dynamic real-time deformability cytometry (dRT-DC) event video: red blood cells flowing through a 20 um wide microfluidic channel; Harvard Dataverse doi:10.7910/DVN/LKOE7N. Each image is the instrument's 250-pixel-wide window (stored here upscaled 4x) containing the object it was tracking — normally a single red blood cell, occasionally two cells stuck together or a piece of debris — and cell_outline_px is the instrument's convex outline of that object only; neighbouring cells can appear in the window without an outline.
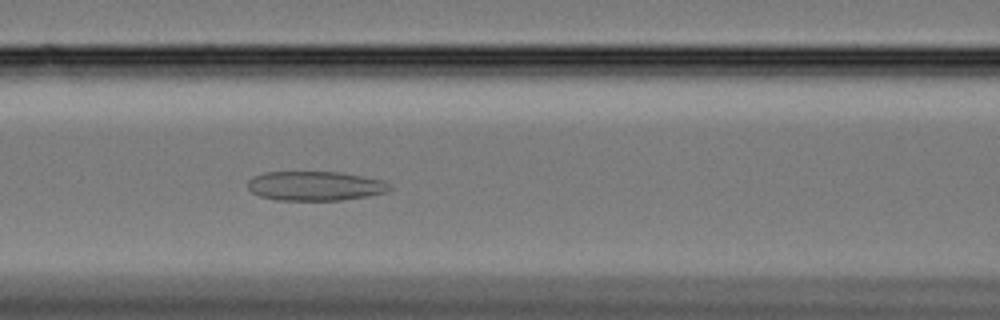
{"species": "Egyptian fruit bat (a non-hibernating species)", "species_latin": "Rousettus aegyptiacus", "temperature_condition": "cold", "stored_images_in_passage": 60, "camera_frame_rate_fps": 3000, "um_per_image_px": 0.085, "animal": {"sex": "female"}, "frame": {"image": 1, "passage_image": 26, "time_ms": 8.333, "image_size_px": [1000, 320], "cell_outline_px": [[392, 188], [388, 192], [368, 196], [340, 200], [276, 200], [260, 196], [252, 192], [248, 188], [248, 180], [252, 176], [264, 172], [340, 172], [384, 180]], "centroid_in_image_um": [26.79, 15.8], "position_along_channel_um": 139.8, "area_um2": 24.39}}
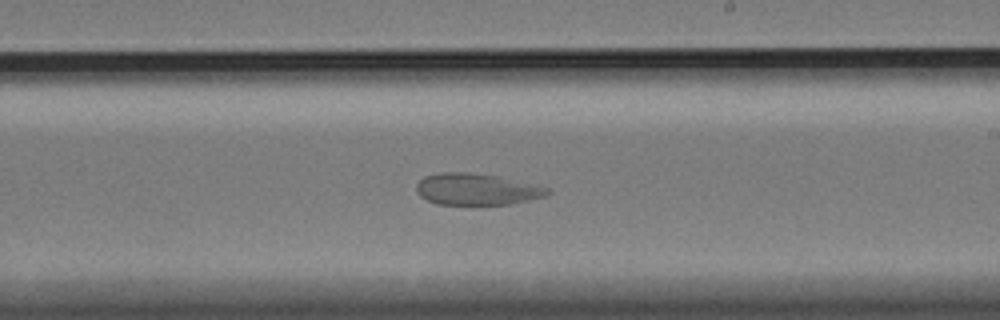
{"frame": {"image": 2, "passage_image": 36, "time_ms": 11.667, "image_size_px": [1000, 320], "cell_outline_px": [[552, 192], [548, 196], [508, 204], [436, 204], [420, 196], [416, 192], [416, 184], [424, 176], [440, 172], [468, 172], [496, 176], [548, 188]], "centroid_in_image_um": [40.48, 16.09], "position_along_channel_um": 248.5, "area_um2": 23.87}}
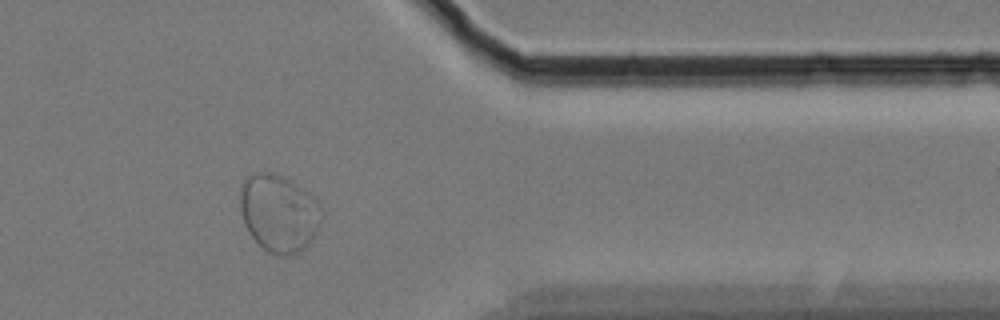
{"frame": {"image": 3, "passage_image": 50, "time_ms": 16.333, "image_size_px": [1000, 320], "cell_outline_px": [[320, 228], [308, 244], [300, 252], [288, 256], [284, 256], [268, 252], [248, 232], [244, 224], [240, 208], [240, 184], [252, 172], [272, 172], [288, 176], [308, 192], [312, 196], [320, 208]], "centroid_in_image_um": [23.68, 18.08], "position_along_channel_um": 387.7, "area_um2": 37.11}}